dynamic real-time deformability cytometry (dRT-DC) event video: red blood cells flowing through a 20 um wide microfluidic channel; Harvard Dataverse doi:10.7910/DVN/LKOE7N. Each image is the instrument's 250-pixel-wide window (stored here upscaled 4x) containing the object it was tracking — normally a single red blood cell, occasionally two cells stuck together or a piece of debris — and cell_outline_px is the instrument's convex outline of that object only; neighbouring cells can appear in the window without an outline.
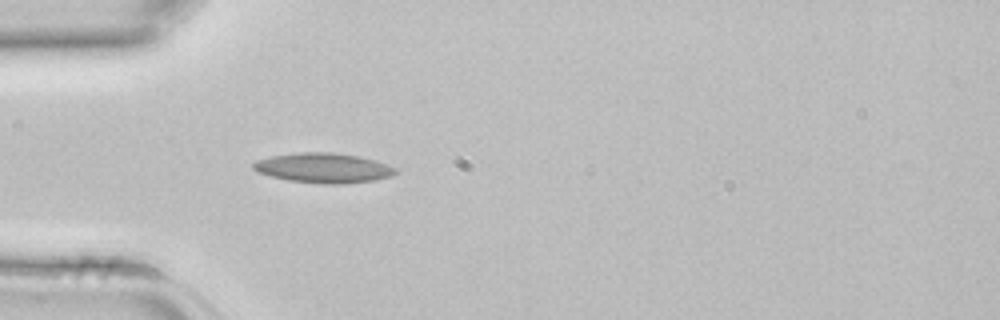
{"species": "common noctule bat (a hibernating species)", "species_latin": "Nyctalus noctula", "temperature_condition": "room temperature", "stored_images_in_passage": 4, "camera_frame_rate_fps": 3000, "um_per_image_px": 0.085, "animal": {"sex": "female", "body_mass_g": 22.7, "forearm_length_mm": 54.2}, "frame": {"image": 1, "passage_image": 4, "time_ms": 1.0, "image_size_px": [1000, 320], "cell_outline_px": [[396, 172], [392, 176], [376, 180], [344, 184], [324, 184], [288, 180], [256, 172], [252, 168], [252, 164], [256, 160], [272, 156], [300, 152], [336, 152], [360, 156], [388, 164], [396, 168]], "centroid_in_image_um": [27.51, 14.27], "position_along_channel_um": 57.5, "area_um2": 24.91}}